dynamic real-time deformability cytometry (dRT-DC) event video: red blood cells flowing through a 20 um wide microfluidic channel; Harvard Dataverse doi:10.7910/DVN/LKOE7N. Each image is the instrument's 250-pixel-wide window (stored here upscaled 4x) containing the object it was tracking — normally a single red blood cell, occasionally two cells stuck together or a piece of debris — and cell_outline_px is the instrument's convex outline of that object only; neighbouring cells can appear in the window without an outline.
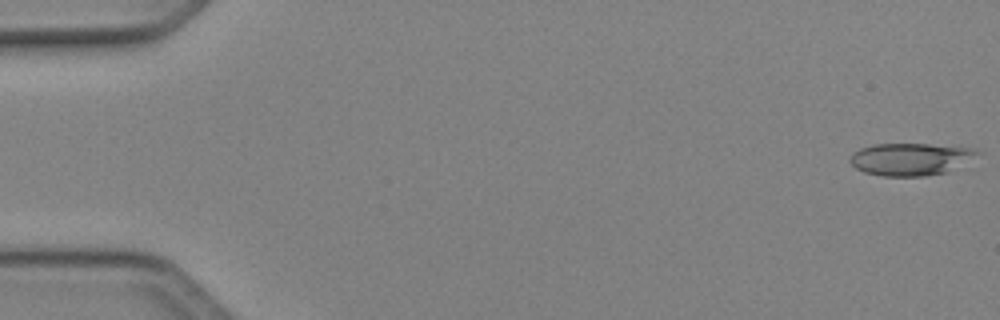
{"species": "Egyptian fruit bat (a non-hibernating species)", "species_latin": "Rousettus aegyptiacus", "temperature_condition": "cold", "stored_images_in_passage": 49, "camera_frame_rate_fps": 3000, "um_per_image_px": 0.085, "animal": {"sex": "female"}, "frame": {"image": 1, "passage_image": 1, "time_ms": 0.0, "image_size_px": [1000, 320], "cell_outline_px": [[984, 152], [944, 172], [924, 176], [880, 176], [864, 172], [856, 168], [848, 160], [852, 152], [860, 148], [872, 144], [928, 144], [976, 148]], "centroid_in_image_um": [77.35, 13.51], "position_along_channel_um": 7.7, "area_um2": 23.93}}
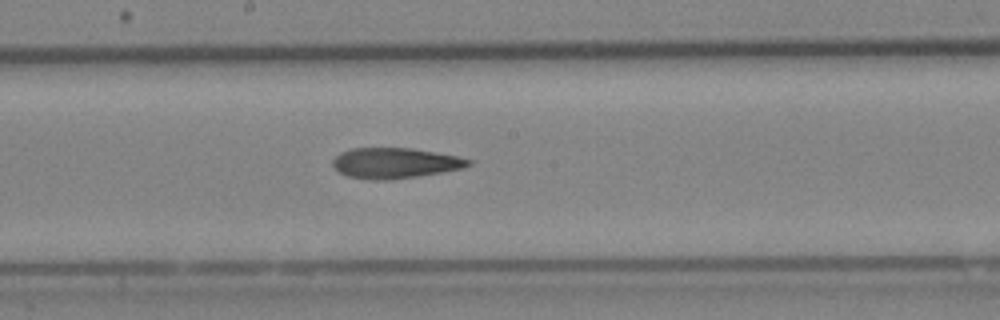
{"frame": {"image": 2, "passage_image": 27, "time_ms": 8.667, "image_size_px": [1000, 320], "cell_outline_px": [[472, 164], [464, 168], [416, 176], [388, 180], [376, 180], [348, 176], [340, 172], [332, 164], [332, 160], [340, 152], [348, 148], [412, 148], [456, 156], [472, 160]], "centroid_in_image_um": [33.56, 13.85], "position_along_channel_um": 214.6, "area_um2": 23.93}}
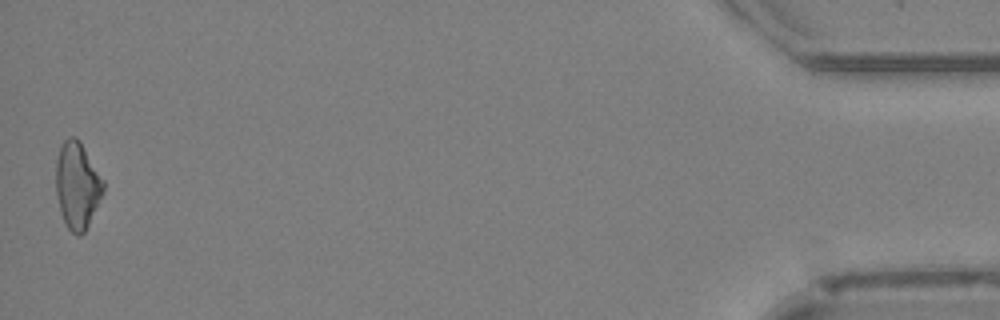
{"frame": {"image": 3, "passage_image": 49, "time_ms": 16.0, "image_size_px": [1000, 320], "cell_outline_px": [[104, 192], [84, 232], [80, 236], [76, 236], [68, 228], [60, 212], [56, 192], [56, 160], [60, 144], [68, 136], [76, 136], [80, 140], [104, 180]], "centroid_in_image_um": [6.56, 15.72], "position_along_channel_um": 428.6, "area_um2": 24.1}, "authors_computed_cell_mechanics": {"area_um2": 24.1026, "velocity_mm_per_s": 4.1631, "shape_relaxation_time_tau1_ms": 10.3479, "shape_relaxation_time_tau2_ms": 6.6853, "deformation_change_tau1": 0.2028, "deformation_change_tau2": 0.1992}}